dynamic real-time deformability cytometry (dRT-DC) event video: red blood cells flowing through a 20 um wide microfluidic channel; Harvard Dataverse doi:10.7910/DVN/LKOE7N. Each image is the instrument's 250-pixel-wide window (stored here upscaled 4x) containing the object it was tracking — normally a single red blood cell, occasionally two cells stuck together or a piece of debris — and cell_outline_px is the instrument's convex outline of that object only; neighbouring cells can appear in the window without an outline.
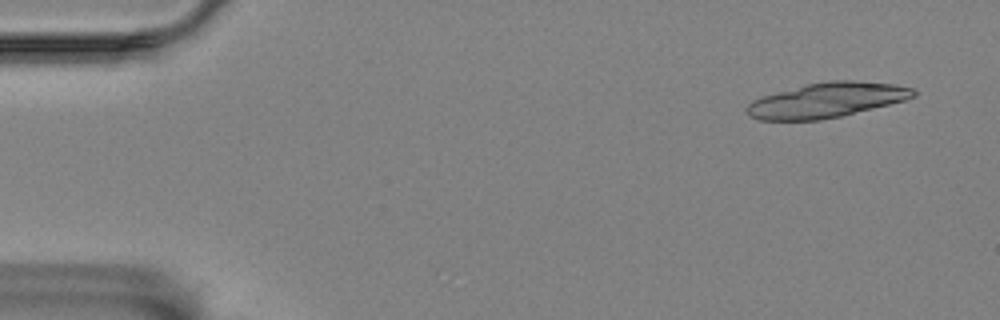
{"species": "Egyptian fruit bat (a non-hibernating species)", "species_latin": "Rousettus aegyptiacus", "temperature_condition": "room temperature", "stored_images_in_passage": 18, "camera_frame_rate_fps": 3000, "um_per_image_px": 0.085, "animal": {"sex": "female"}, "frame": {"image": 1, "passage_image": 3, "time_ms": 0.667, "image_size_px": [1000, 320], "cell_outline_px": [[916, 96], [904, 100], [840, 116], [820, 120], [760, 120], [748, 116], [744, 108], [752, 100], [764, 96], [808, 84], [828, 80], [852, 80], [892, 84], [916, 88]], "centroid_in_image_um": [70.26, 8.51], "position_along_channel_um": 14.7, "area_um2": 33.52}}